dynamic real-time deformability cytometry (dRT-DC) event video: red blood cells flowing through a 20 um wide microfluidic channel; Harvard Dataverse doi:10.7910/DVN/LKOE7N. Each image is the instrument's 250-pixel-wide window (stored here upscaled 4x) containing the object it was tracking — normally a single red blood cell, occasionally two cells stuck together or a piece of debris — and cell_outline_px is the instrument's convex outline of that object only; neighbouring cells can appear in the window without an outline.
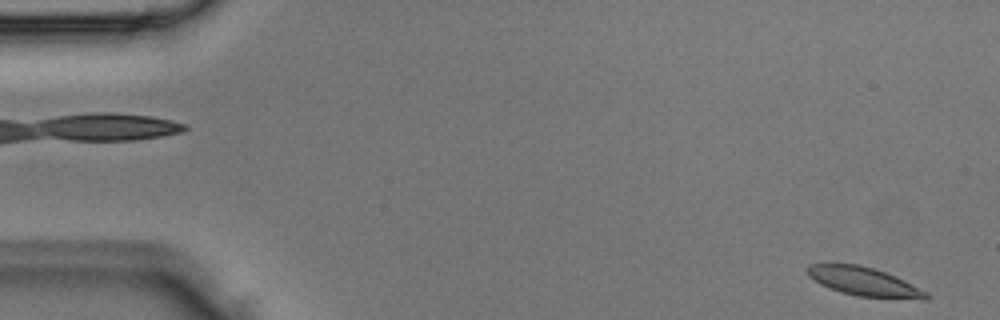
{"species": "Egyptian fruit bat (a non-hibernating species)", "species_latin": "Rousettus aegyptiacus", "temperature_condition": "room temperature", "stored_images_in_passage": 3, "camera_frame_rate_fps": 3000, "um_per_image_px": 0.085, "animal": {"sex": "male"}, "frame": {"image": 1, "passage_image": 1, "time_ms": 0.0, "image_size_px": [1000, 320], "cell_outline_px": [[932, 296], [928, 300], [924, 300], [856, 296], [840, 292], [820, 284], [808, 276], [808, 264], [860, 264], [896, 276], [928, 292]], "centroid_in_image_um": [73.5, 23.96], "position_along_channel_um": 11.5, "area_um2": 20.0}}